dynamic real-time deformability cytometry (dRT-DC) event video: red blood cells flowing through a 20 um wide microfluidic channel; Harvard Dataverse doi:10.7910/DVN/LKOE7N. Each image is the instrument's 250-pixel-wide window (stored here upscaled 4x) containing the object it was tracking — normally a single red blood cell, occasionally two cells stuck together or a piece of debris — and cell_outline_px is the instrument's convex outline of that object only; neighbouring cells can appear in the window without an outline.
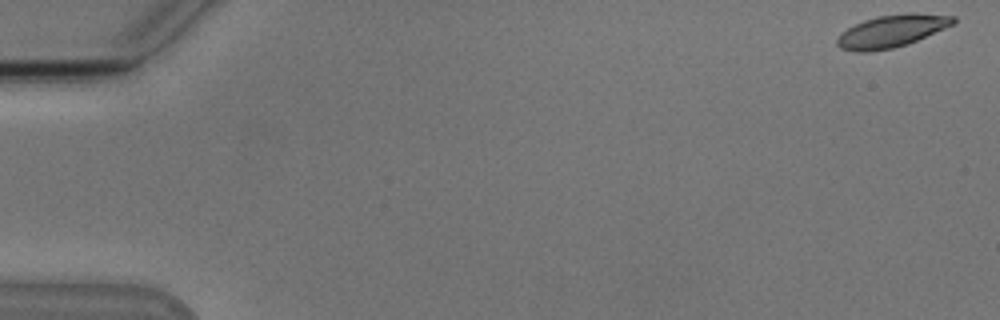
{"species": "Egyptian fruit bat (a non-hibernating species)", "species_latin": "Rousettus aegyptiacus", "temperature_condition": "cold", "stored_images_in_passage": 54, "camera_frame_rate_fps": 3000, "um_per_image_px": 0.085, "animal": {"sex": "male"}, "frame": {"image": 1, "passage_image": 1, "time_ms": 0.0, "image_size_px": [1000, 320], "cell_outline_px": [[956, 24], [908, 44], [892, 48], [868, 52], [852, 52], [840, 48], [836, 44], [836, 40], [840, 32], [864, 20], [876, 16], [908, 12], [916, 12], [956, 16]], "centroid_in_image_um": [75.82, 2.63], "position_along_channel_um": 9.2, "area_um2": 22.37}}
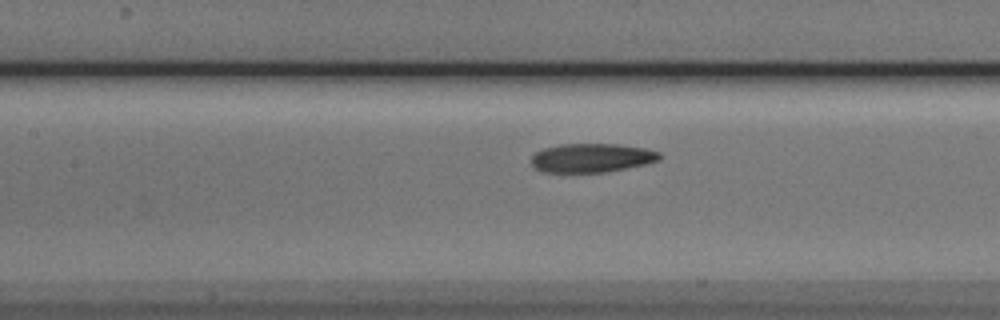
{"frame": {"image": 2, "passage_image": 25, "time_ms": 8.0, "image_size_px": [1000, 320], "cell_outline_px": [[660, 160], [644, 164], [604, 172], [544, 172], [536, 168], [532, 164], [532, 156], [536, 152], [544, 148], [560, 144], [616, 144], [644, 148], [660, 152]], "centroid_in_image_um": [50.28, 13.41], "position_along_channel_um": 157.1, "area_um2": 21.33}}
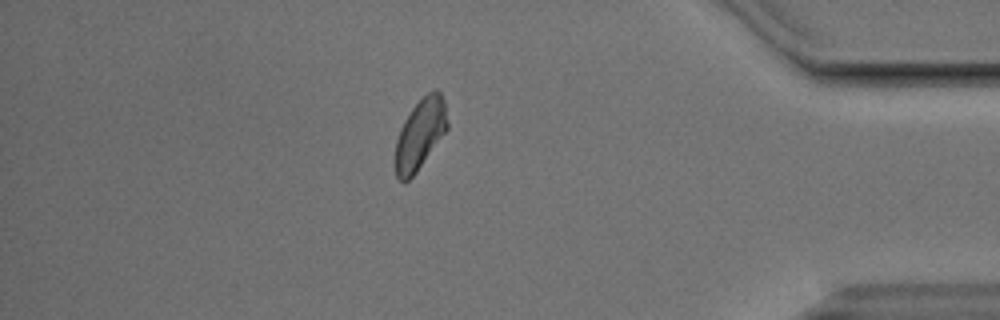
{"frame": {"image": 3, "passage_image": 47, "time_ms": 15.333, "image_size_px": [1000, 320], "cell_outline_px": [[448, 128], [416, 172], [408, 180], [400, 180], [396, 176], [396, 140], [400, 128], [404, 120], [412, 108], [432, 88], [436, 88], [440, 92], [444, 100], [448, 120]], "centroid_in_image_um": [35.73, 11.35], "position_along_channel_um": 399.5, "area_um2": 21.1}, "authors_computed_cell_mechanics": {"area_um2": 22.0796, "velocity_mm_per_s": 3.7859, "shape_relaxation_time_tau1_ms": 5.6415, "shape_relaxation_time_tau2_ms": 3.2986, "deformation_change_tau1": 0.1324, "deformation_change_tau2": 0.088}}